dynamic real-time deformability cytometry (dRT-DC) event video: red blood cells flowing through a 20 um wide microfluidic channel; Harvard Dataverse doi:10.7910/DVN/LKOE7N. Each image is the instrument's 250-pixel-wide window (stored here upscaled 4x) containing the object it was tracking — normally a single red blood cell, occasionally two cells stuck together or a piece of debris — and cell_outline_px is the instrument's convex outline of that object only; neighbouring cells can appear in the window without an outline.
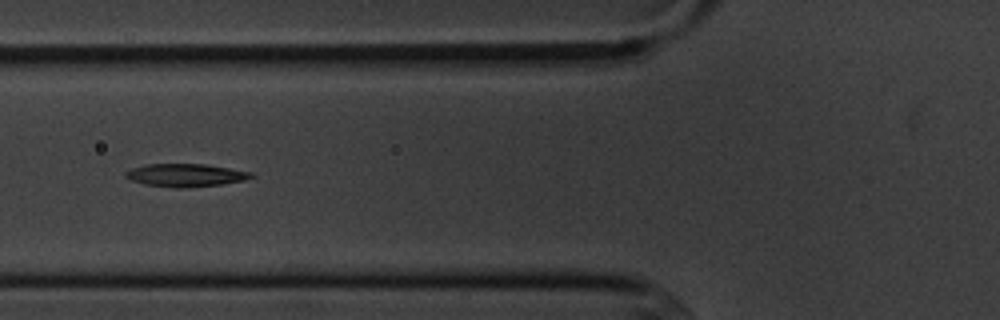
{"species": "common noctule bat (a hibernating species)", "species_latin": "Nyctalus noctula", "temperature_condition": "cold", "stored_images_in_passage": 12, "camera_frame_rate_fps": 3000, "um_per_image_px": 0.085, "animal": {"sex": "male", "body_mass_g": 20.1, "forearm_length_mm": 53.5}, "frame": {"image": 1, "passage_image": 3, "time_ms": 2.333, "image_size_px": [1000, 320], "cell_outline_px": [[256, 176], [244, 180], [220, 184], [180, 188], [176, 188], [144, 184], [132, 180], [124, 176], [124, 172], [132, 168], [148, 164], [204, 164], [252, 172]], "centroid_in_image_um": [15.76, 14.89], "position_along_channel_um": 110.0, "area_um2": 16.59}}
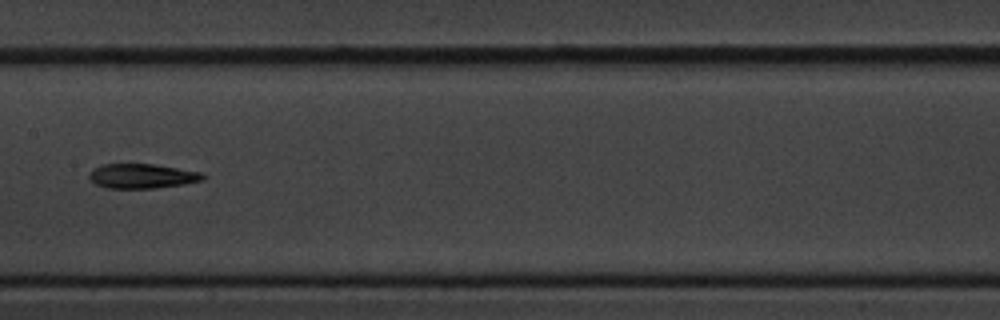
{"frame": {"image": 2, "passage_image": 5, "time_ms": 4.667, "image_size_px": [1000, 320], "cell_outline_px": [[208, 176], [204, 180], [184, 184], [156, 188], [108, 188], [96, 184], [88, 176], [88, 172], [92, 168], [100, 164], [152, 164], [204, 172]], "centroid_in_image_um": [12.1, 14.96], "position_along_channel_um": 195.3, "area_um2": 16.53}}
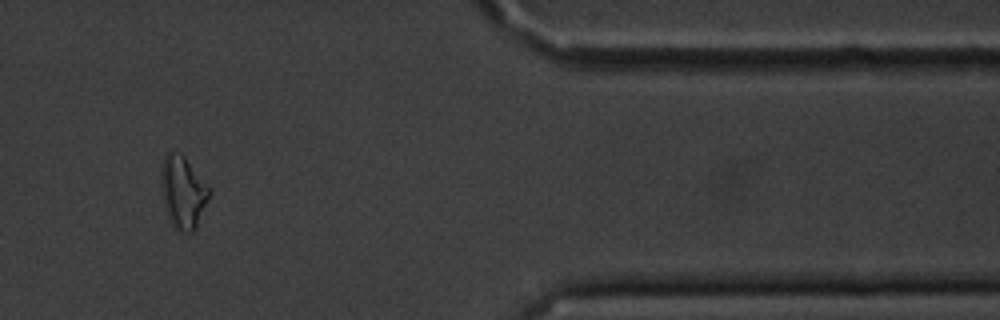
{"frame": {"image": 3, "passage_image": 10, "time_ms": 11.0, "image_size_px": [1000, 320], "cell_outline_px": [[212, 192], [196, 228], [192, 232], [176, 232], [168, 216], [164, 204], [160, 188], [160, 172], [164, 156], [168, 152], [180, 152], [184, 156]], "centroid_in_image_um": [15.53, 16.35], "position_along_channel_um": 395.9, "area_um2": 20.4}, "authors_computed_cell_mechanics": {"area_um2": 16.5597, "velocity_mm_per_s": 3.632, "shape_relaxation_time_tau1_ms": 8.8706, "shape_relaxation_time_tau2_ms": 6.7814, "deformation_change_tau1": 0.1854, "deformation_change_tau2": 0.1744}}